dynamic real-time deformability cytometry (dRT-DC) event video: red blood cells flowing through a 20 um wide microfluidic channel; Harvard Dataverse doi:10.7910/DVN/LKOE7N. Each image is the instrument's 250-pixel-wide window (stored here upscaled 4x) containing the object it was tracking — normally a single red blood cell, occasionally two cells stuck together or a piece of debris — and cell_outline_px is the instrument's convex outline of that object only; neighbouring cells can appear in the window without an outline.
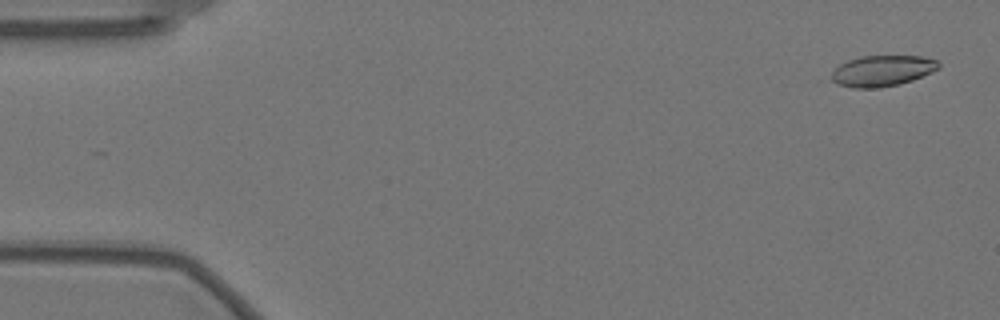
{"species": "Egyptian fruit bat (a non-hibernating species)", "species_latin": "Rousettus aegyptiacus", "temperature_condition": "warm", "stored_images_in_passage": 20, "camera_frame_rate_fps": 3000, "um_per_image_px": 0.085, "animal": {"sex": "female"}, "frame": {"image": 1, "passage_image": 3, "time_ms": 0.667, "image_size_px": [1000, 320], "cell_outline_px": [[940, 68], [932, 72], [912, 80], [900, 84], [880, 88], [852, 88], [840, 84], [832, 80], [832, 72], [840, 64], [848, 60], [860, 56], [920, 56], [936, 60], [940, 64]], "centroid_in_image_um": [75.01, 6.02], "position_along_channel_um": 10.0, "area_um2": 19.25}}
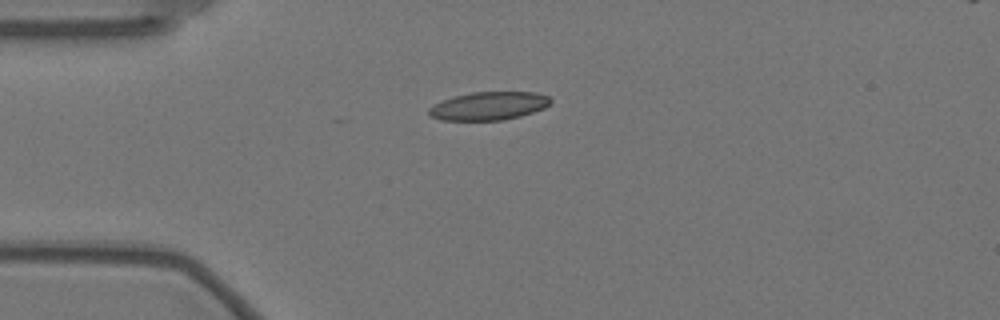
{"frame": {"image": 2, "passage_image": 15, "time_ms": 4.667, "image_size_px": [1000, 320], "cell_outline_px": [[552, 104], [544, 108], [520, 116], [504, 120], [440, 120], [428, 116], [428, 108], [432, 104], [452, 96], [472, 92], [536, 92], [548, 96], [552, 100]], "centroid_in_image_um": [41.51, 9.0], "position_along_channel_um": 43.5, "area_um2": 20.29}}